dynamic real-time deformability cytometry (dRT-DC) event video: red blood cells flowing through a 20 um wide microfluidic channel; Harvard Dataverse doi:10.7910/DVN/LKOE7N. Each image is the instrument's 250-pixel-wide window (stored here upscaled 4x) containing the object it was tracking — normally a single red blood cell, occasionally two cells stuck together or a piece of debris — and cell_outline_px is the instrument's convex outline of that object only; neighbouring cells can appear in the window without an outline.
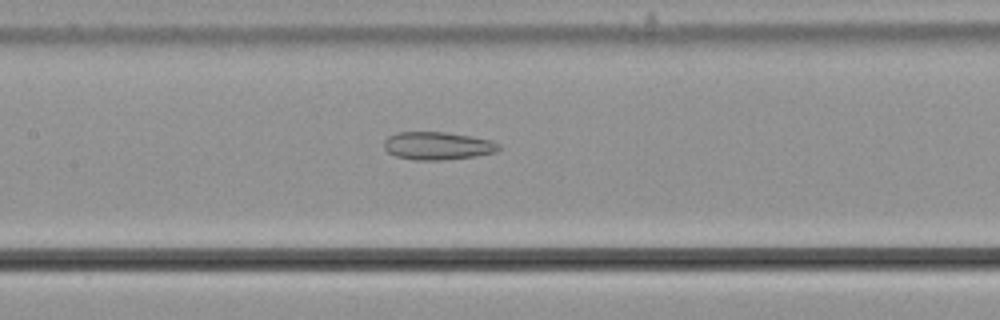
{"species": "common noctule bat (a hibernating species)", "species_latin": "Nyctalus noctula", "temperature_condition": "cold", "stored_images_in_passage": 34, "camera_frame_rate_fps": 3000, "um_per_image_px": 0.085, "animal": {"sex": "male", "body_mass_g": 21.5, "forearm_length_mm": 52.0}, "frame": {"image": 1, "passage_image": 10, "time_ms": 3.0, "image_size_px": [1000, 320], "cell_outline_px": [[500, 148], [496, 152], [472, 156], [440, 160], [416, 160], [396, 156], [388, 152], [384, 148], [384, 140], [388, 136], [396, 132], [444, 132], [472, 136], [492, 140], [500, 144]], "centroid_in_image_um": [37.18, 12.38], "position_along_channel_um": 170.2, "area_um2": 18.61}}
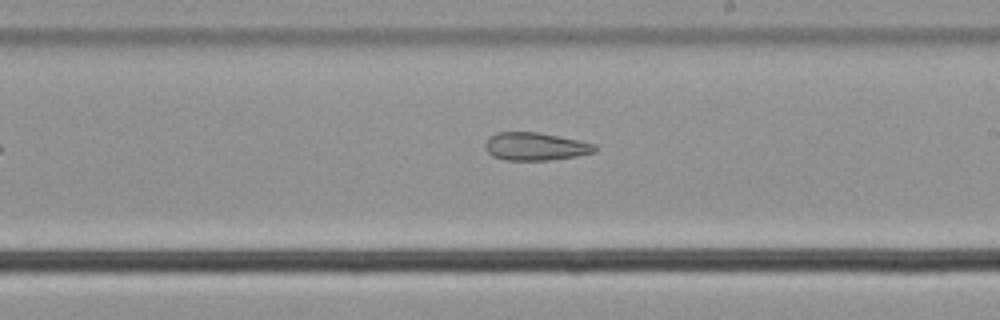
{"frame": {"image": 2, "passage_image": 16, "time_ms": 5.0, "image_size_px": [1000, 320], "cell_outline_px": [[596, 152], [576, 156], [548, 160], [504, 160], [492, 156], [484, 148], [484, 144], [488, 136], [496, 132], [540, 132], [580, 140], [596, 144]], "centroid_in_image_um": [45.49, 12.44], "position_along_channel_um": 243.5, "area_um2": 18.09}}
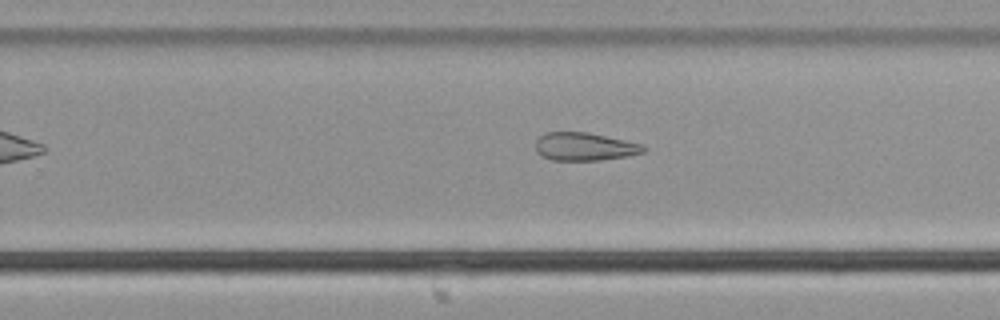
{"frame": {"image": 3, "passage_image": 19, "time_ms": 6.0, "image_size_px": [1000, 320], "cell_outline_px": [[648, 148], [644, 152], [628, 156], [596, 160], [552, 160], [540, 156], [536, 152], [536, 140], [544, 132], [588, 132], [644, 144]], "centroid_in_image_um": [49.69, 12.46], "position_along_channel_um": 280.1, "area_um2": 17.8}}